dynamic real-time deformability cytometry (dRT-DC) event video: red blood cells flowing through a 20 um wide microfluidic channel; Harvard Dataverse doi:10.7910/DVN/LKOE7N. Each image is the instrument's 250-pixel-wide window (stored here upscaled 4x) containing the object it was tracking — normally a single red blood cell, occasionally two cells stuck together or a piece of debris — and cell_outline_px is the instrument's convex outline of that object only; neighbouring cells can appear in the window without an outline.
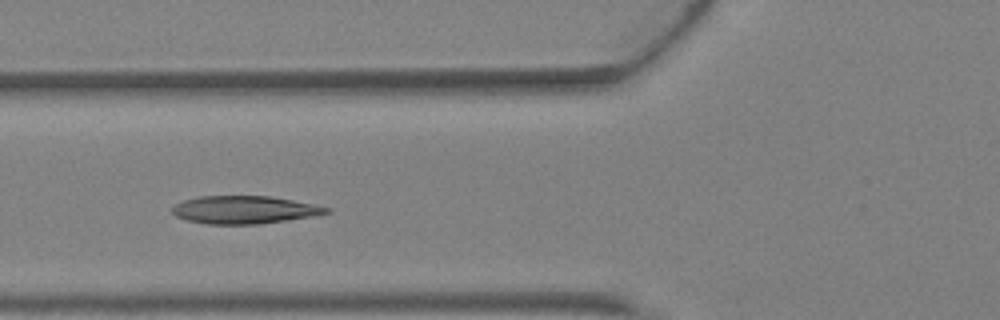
{"species": "Egyptian fruit bat (a non-hibernating species)", "species_latin": "Rousettus aegyptiacus", "temperature_condition": "warm", "stored_images_in_passage": 3, "camera_frame_rate_fps": 3000, "um_per_image_px": 0.085, "animal": {"sex": "female"}, "frame": {"image": 1, "passage_image": 3, "time_ms": 0.667, "image_size_px": [1000, 320], "cell_outline_px": [[332, 212], [312, 216], [256, 224], [208, 224], [188, 220], [176, 216], [172, 212], [172, 208], [176, 204], [184, 200], [200, 196], [272, 196], [316, 204], [332, 208]], "centroid_in_image_um": [20.81, 17.82], "position_along_channel_um": 105.0, "area_um2": 24.91}}